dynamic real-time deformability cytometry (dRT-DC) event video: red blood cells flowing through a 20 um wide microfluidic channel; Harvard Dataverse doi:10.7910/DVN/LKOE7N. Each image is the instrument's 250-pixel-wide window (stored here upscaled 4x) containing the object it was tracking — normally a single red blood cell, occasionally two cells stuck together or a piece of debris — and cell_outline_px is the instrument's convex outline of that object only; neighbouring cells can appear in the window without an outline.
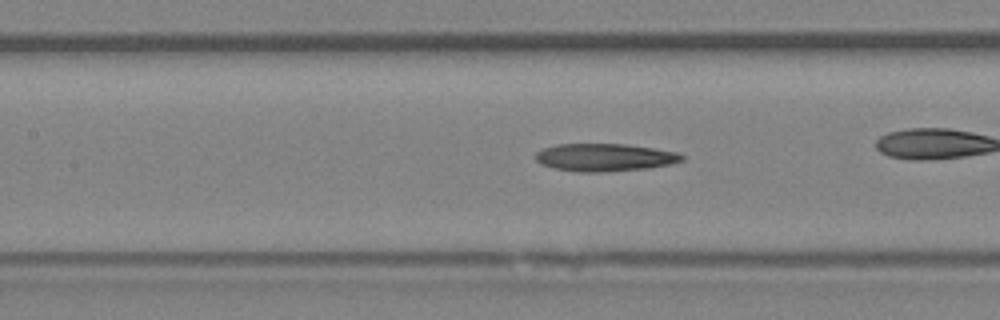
{"species": "Egyptian fruit bat (a non-hibernating species)", "species_latin": "Rousettus aegyptiacus", "temperature_condition": "room temperature", "stored_images_in_passage": 15, "camera_frame_rate_fps": 3000, "um_per_image_px": 0.085, "animal": {"sex": "female"}, "frame": {"image": 1, "passage_image": 9, "time_ms": 2.667, "image_size_px": [1000, 320], "cell_outline_px": [[684, 160], [672, 164], [648, 168], [604, 172], [576, 172], [556, 168], [540, 164], [536, 160], [536, 152], [544, 148], [556, 144], [624, 144], [680, 152], [684, 156]], "centroid_in_image_um": [51.43, 13.38], "position_along_channel_um": 156.0, "area_um2": 23.7}}